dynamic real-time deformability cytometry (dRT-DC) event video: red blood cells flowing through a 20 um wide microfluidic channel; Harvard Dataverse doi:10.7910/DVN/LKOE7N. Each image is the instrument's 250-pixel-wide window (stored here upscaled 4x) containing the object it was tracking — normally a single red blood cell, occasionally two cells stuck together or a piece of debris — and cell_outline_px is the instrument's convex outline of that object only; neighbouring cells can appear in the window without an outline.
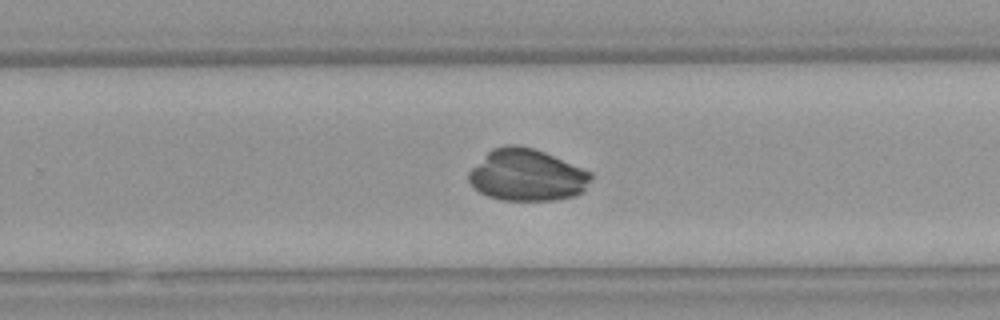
{"species": "Egyptian fruit bat (a non-hibernating species)", "species_latin": "Rousettus aegyptiacus", "temperature_condition": "warm", "stored_images_in_passage": 42, "camera_frame_rate_fps": 3000, "um_per_image_px": 0.085, "animal": {"sex": "female"}, "frame": {"image": 1, "passage_image": 34, "time_ms": 11.0, "image_size_px": [1000, 320], "cell_outline_px": [[592, 180], [584, 192], [576, 196], [556, 200], [500, 200], [488, 196], [480, 192], [468, 180], [468, 172], [492, 148], [508, 144], [516, 144], [532, 148], [544, 152], [592, 172]], "centroid_in_image_um": [44.82, 14.89], "position_along_channel_um": 285.0, "area_um2": 36.99}}
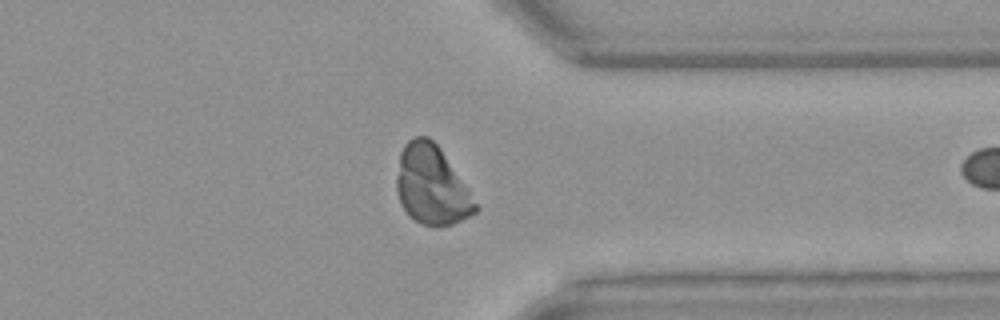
{"frame": {"image": 2, "passage_image": 41, "time_ms": 13.333, "image_size_px": [1000, 320], "cell_outline_px": [[480, 208], [476, 212], [452, 224], [436, 228], [432, 228], [420, 224], [408, 216], [400, 204], [396, 188], [396, 176], [400, 152], [404, 144], [412, 136], [428, 136], [440, 148], [468, 188]], "centroid_in_image_um": [36.67, 15.77], "position_along_channel_um": 374.7, "area_um2": 36.76}}